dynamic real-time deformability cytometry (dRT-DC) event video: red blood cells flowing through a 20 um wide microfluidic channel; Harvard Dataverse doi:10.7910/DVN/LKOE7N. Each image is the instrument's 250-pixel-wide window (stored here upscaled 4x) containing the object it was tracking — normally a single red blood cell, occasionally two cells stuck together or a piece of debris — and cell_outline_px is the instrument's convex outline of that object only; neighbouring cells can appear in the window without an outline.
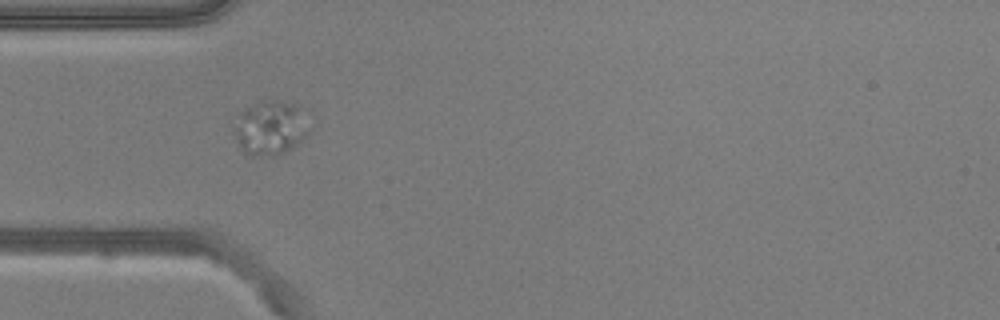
{"species": "common noctule bat (a hibernating species)", "species_latin": "Nyctalus noctula", "temperature_condition": "warm", "stored_images_in_passage": 31, "camera_frame_rate_fps": 3000, "um_per_image_px": 0.085, "animal": {"sex": "male", "body_mass_g": 20.5, "forearm_length_mm": 52.5}, "frame": {"image": 1, "passage_image": 1, "time_ms": 0.0, "image_size_px": [1000, 320], "cell_outline_px": [[312, 128], [292, 148], [284, 152], [272, 156], [248, 156], [240, 148], [236, 140], [232, 128], [240, 112], [260, 100], [280, 100], [300, 104], [312, 108]], "centroid_in_image_um": [23.1, 10.8], "position_along_channel_um": 61.9, "area_um2": 25.2}}
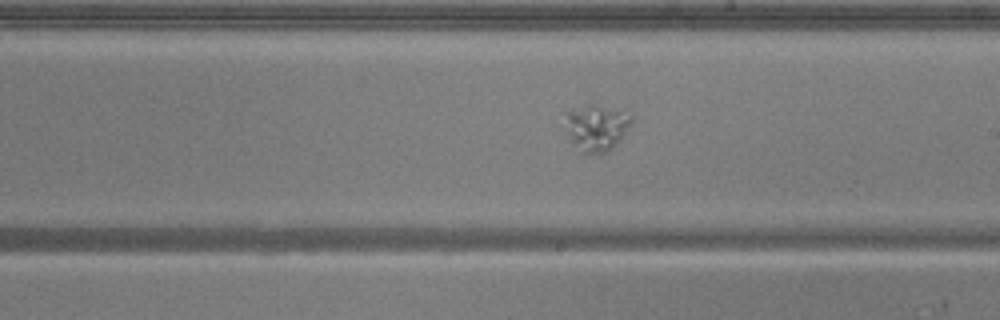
{"frame": {"image": 2, "passage_image": 15, "time_ms": 4.667, "image_size_px": [1000, 320], "cell_outline_px": [[632, 120], [608, 152], [580, 156], [572, 144], [568, 116], [568, 112], [588, 104], [596, 104], [632, 116]], "centroid_in_image_um": [50.67, 10.92], "position_along_channel_um": 238.3, "area_um2": 16.94}}
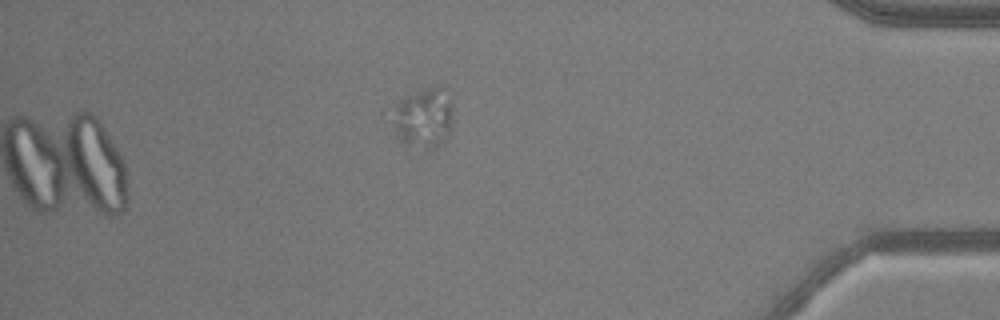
{"frame": {"image": 3, "passage_image": 31, "time_ms": 10.0, "image_size_px": [1000, 320], "cell_outline_px": [[452, 132], [436, 148], [428, 152], [400, 140], [388, 116], [388, 112], [404, 96], [424, 88], [436, 84], [440, 84], [452, 104]], "centroid_in_image_um": [35.98, 10.02], "position_along_channel_um": 399.2, "area_um2": 22.14}}